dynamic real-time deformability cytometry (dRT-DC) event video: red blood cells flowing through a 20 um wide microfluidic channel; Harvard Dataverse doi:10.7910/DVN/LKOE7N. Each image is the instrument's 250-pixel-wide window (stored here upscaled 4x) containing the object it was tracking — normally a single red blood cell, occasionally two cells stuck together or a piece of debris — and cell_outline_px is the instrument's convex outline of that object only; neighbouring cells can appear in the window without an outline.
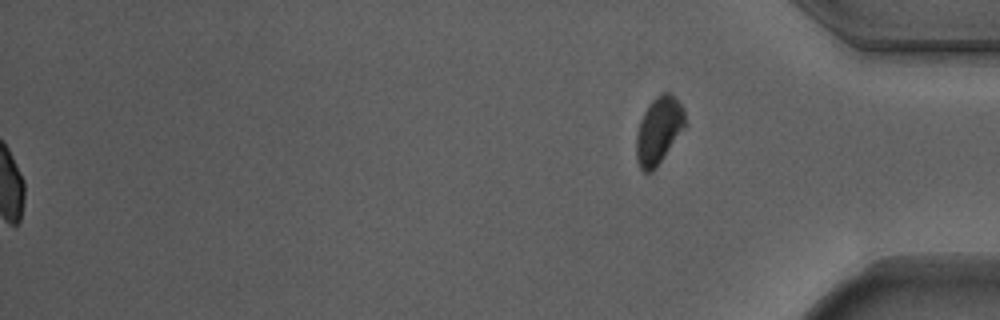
{"species": "Egyptian fruit bat (a non-hibernating species)", "species_latin": "Rousettus aegyptiacus", "temperature_condition": "warm", "stored_images_in_passage": 56, "segment_of_instrument_passage": [2, 2], "camera_frame_rate_fps": 3000, "um_per_image_px": 0.085, "animal": {"sex": "male"}, "frame": {"image": 1, "passage_image": 56, "time_ms": 18.333, "image_size_px": [1000, 320], "cell_outline_px": [[688, 124], [656, 168], [652, 172], [644, 172], [640, 168], [636, 160], [636, 132], [640, 120], [648, 104], [660, 92], [668, 92], [684, 108]], "centroid_in_image_um": [56.0, 11.09], "position_along_channel_um": 379.2, "area_um2": 19.42}}